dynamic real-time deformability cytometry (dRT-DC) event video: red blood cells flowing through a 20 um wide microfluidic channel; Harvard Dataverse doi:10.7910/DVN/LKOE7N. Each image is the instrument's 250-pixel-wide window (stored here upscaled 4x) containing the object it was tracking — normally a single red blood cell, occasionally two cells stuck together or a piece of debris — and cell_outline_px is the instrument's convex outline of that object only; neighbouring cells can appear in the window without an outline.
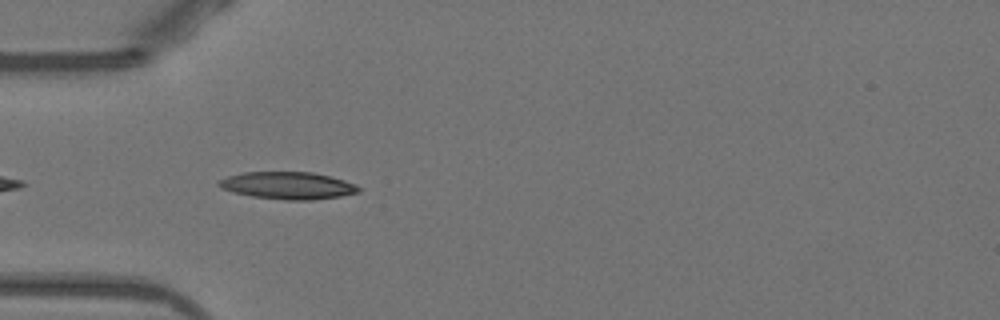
{"species": "Egyptian fruit bat (a non-hibernating species)", "species_latin": "Rousettus aegyptiacus", "temperature_condition": "warm", "stored_images_in_passage": 6, "camera_frame_rate_fps": 3000, "um_per_image_px": 0.085, "animal": {"sex": "female"}, "frame": {"image": 1, "passage_image": 3, "time_ms": 0.667, "image_size_px": [1000, 320], "cell_outline_px": [[360, 192], [340, 196], [312, 200], [284, 200], [252, 196], [232, 192], [220, 188], [216, 184], [216, 180], [228, 176], [244, 172], [312, 172], [344, 180], [356, 184], [360, 188]], "centroid_in_image_um": [24.43, 15.77], "position_along_channel_um": 60.6, "area_um2": 22.31}}
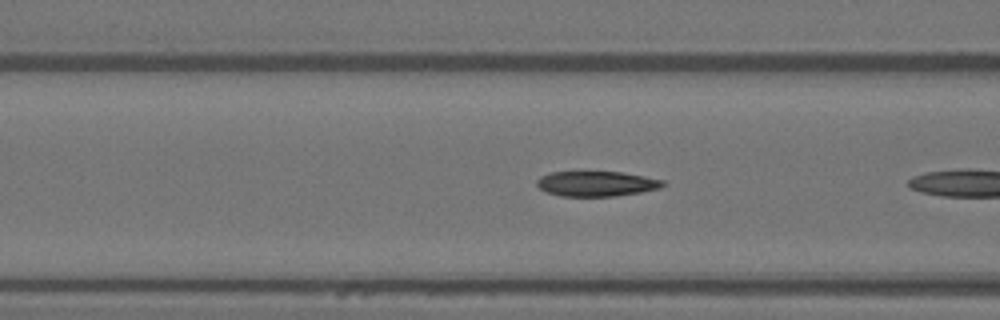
{"frame": {"image": 2, "passage_image": 5, "time_ms": 1.333, "image_size_px": [1000, 320], "cell_outline_px": [[664, 184], [660, 188], [640, 192], [616, 196], [560, 196], [548, 192], [540, 188], [536, 184], [536, 180], [540, 176], [552, 172], [620, 172], [644, 176], [664, 180]], "centroid_in_image_um": [50.69, 15.61], "position_along_channel_um": 115.9, "area_um2": 18.32}}